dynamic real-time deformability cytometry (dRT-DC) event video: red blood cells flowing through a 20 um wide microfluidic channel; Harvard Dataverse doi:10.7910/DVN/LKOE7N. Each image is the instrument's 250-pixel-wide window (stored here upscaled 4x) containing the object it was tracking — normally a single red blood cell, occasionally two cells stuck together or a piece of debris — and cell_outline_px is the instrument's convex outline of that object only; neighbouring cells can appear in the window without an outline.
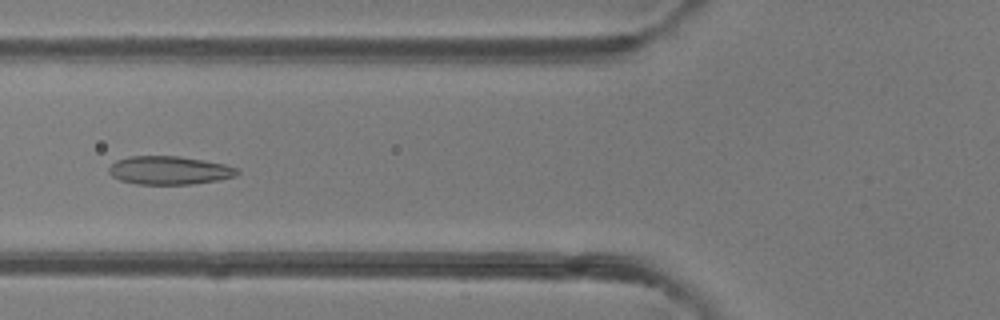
{"species": "common noctule bat (a hibernating species)", "species_latin": "Nyctalus noctula", "temperature_condition": "room temperature", "stored_images_in_passage": 49, "camera_frame_rate_fps": 3000, "um_per_image_px": 0.085, "animal": {"sex": "female"}, "frame": {"image": 1, "passage_image": 18, "time_ms": 5.667, "image_size_px": [1000, 320], "cell_outline_px": [[240, 172], [236, 176], [220, 180], [192, 184], [136, 184], [120, 180], [112, 176], [108, 172], [108, 168], [116, 160], [128, 156], [180, 156], [204, 160], [224, 164], [240, 168]], "centroid_in_image_um": [14.42, 14.47], "position_along_channel_um": 111.4, "area_um2": 21.44}}
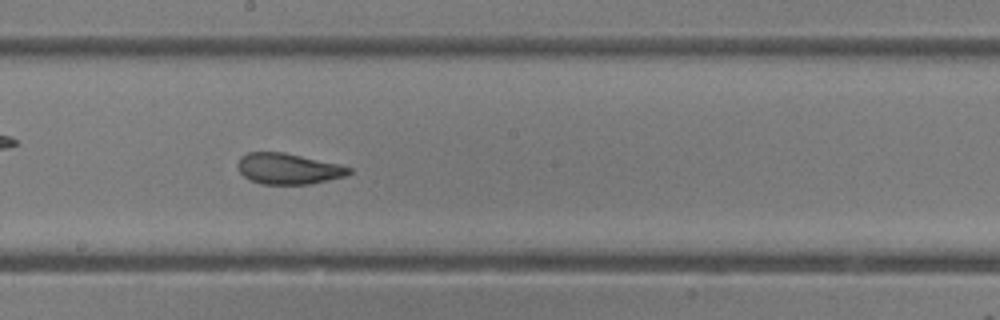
{"frame": {"image": 2, "passage_image": 26, "time_ms": 8.333, "image_size_px": [1000, 320], "cell_outline_px": [[352, 172], [348, 176], [312, 184], [260, 184], [244, 176], [240, 172], [236, 164], [240, 156], [248, 152], [284, 152], [340, 164], [352, 168]], "centroid_in_image_um": [24.53, 14.34], "position_along_channel_um": 223.7, "area_um2": 20.29}}
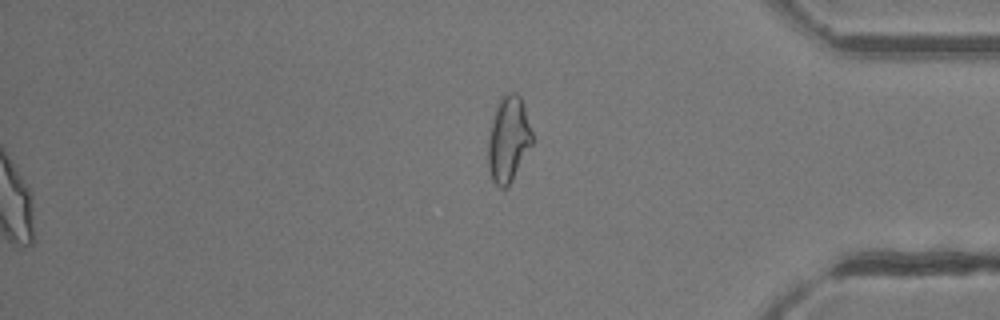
{"frame": {"image": 3, "passage_image": 49, "time_ms": 16.0, "image_size_px": [1000, 320], "cell_outline_px": [[532, 144], [508, 188], [500, 188], [492, 180], [488, 168], [488, 136], [492, 120], [496, 108], [504, 92], [516, 92], [520, 96], [532, 132]], "centroid_in_image_um": [43.2, 11.86], "position_along_channel_um": 392.0, "area_um2": 21.96}, "authors_computed_cell_mechanics": {"area_um2": 22.542, "velocity_mm_per_s": 4.2001, "shape_relaxation_time_tau1_ms": 7.1452, "shape_relaxation_time_tau2_ms": 1.1506, "deformation_change_tau1": 0.1915, "deformation_change_tau2": 0.0686}}